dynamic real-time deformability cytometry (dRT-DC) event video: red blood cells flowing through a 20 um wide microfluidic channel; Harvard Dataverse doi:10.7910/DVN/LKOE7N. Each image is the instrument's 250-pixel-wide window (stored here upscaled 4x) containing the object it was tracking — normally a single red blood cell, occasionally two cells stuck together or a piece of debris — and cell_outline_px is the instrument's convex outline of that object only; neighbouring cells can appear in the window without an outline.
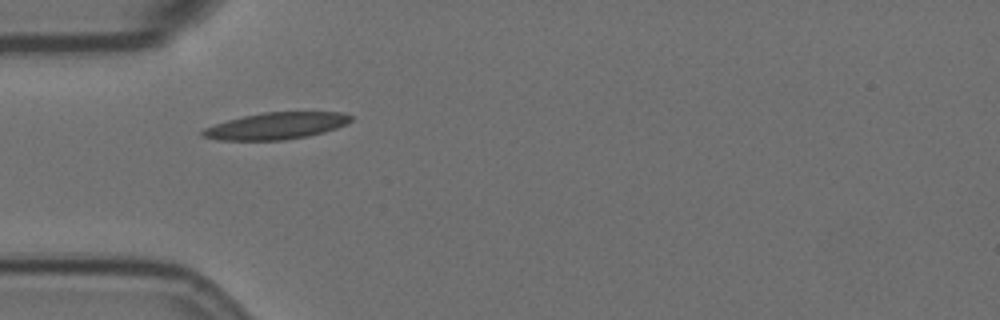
{"species": "Egyptian fruit bat (a non-hibernating species)", "species_latin": "Rousettus aegyptiacus", "temperature_condition": "room temperature", "stored_images_in_passage": 2, "camera_frame_rate_fps": 3000, "um_per_image_px": 0.085, "animal": {"sex": "female"}, "frame": {"image": 1, "passage_image": 1, "time_ms": 0.0, "image_size_px": [1000, 320], "cell_outline_px": [[352, 120], [348, 124], [324, 132], [308, 136], [284, 140], [216, 140], [200, 136], [200, 132], [204, 128], [228, 120], [244, 116], [264, 112], [344, 112], [352, 116]], "centroid_in_image_um": [23.49, 10.7], "position_along_channel_um": 61.5, "area_um2": 23.18}}